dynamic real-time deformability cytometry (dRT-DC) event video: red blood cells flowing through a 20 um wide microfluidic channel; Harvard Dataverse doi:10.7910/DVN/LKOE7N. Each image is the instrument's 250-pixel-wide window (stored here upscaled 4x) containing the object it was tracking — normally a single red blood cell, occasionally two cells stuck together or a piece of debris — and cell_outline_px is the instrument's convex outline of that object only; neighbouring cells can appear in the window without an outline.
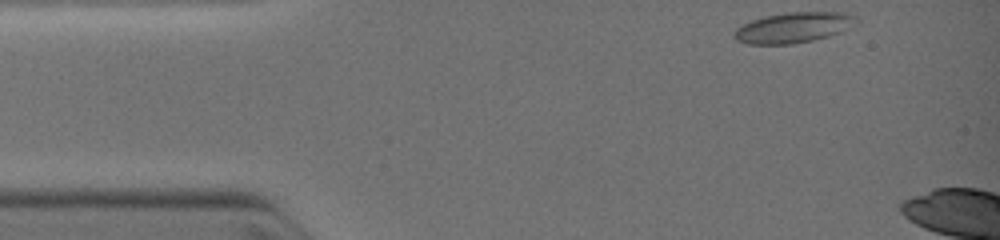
{"species": "common noctule bat (a hibernating species)", "species_latin": "Nyctalus noctula", "temperature_condition": "warm", "stored_images_in_passage": 5, "camera_frame_rate_fps": 3000, "um_per_image_px": 0.085, "animal": {"sex": "female", "body_mass_g": 19.0, "forearm_length_mm": 51.5}, "frame": {"image": 1, "passage_image": 1, "time_ms": 0.0, "image_size_px": [1000, 240], "cell_outline_px": [[856, 16], [840, 32], [828, 36], [812, 40], [792, 44], [748, 44], [736, 40], [736, 28], [752, 20], [768, 16], [788, 12], [840, 12]], "centroid_in_image_um": [67.36, 2.35], "position_along_channel_um": 17.6, "area_um2": 20.81}}